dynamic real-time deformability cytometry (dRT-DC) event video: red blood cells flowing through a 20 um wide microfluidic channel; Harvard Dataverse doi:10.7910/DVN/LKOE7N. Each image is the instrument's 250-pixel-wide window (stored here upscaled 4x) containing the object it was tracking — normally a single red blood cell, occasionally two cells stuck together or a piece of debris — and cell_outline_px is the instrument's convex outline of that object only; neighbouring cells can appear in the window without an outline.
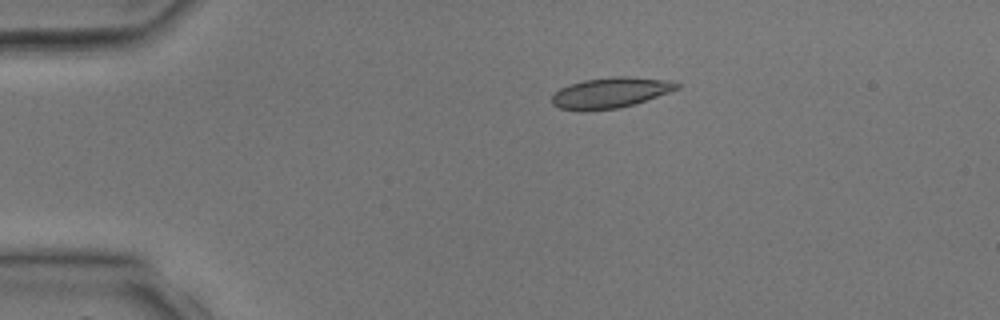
{"species": "common noctule bat (a hibernating species)", "species_latin": "Nyctalus noctula", "temperature_condition": "room temperature", "stored_images_in_passage": 2, "camera_frame_rate_fps": 3000, "um_per_image_px": 0.085, "animal": {"sex": "male", "body_mass_g": 17.9, "forearm_length_mm": 54.2}, "frame": {"image": 1, "passage_image": 1, "time_ms": 0.0, "image_size_px": [1000, 320], "cell_outline_px": [[680, 88], [620, 108], [580, 112], [560, 108], [552, 104], [552, 96], [560, 88], [584, 80], [612, 76], [624, 76], [668, 80], [680, 84]], "centroid_in_image_um": [51.84, 7.89], "position_along_channel_um": 33.2, "area_um2": 22.14}}